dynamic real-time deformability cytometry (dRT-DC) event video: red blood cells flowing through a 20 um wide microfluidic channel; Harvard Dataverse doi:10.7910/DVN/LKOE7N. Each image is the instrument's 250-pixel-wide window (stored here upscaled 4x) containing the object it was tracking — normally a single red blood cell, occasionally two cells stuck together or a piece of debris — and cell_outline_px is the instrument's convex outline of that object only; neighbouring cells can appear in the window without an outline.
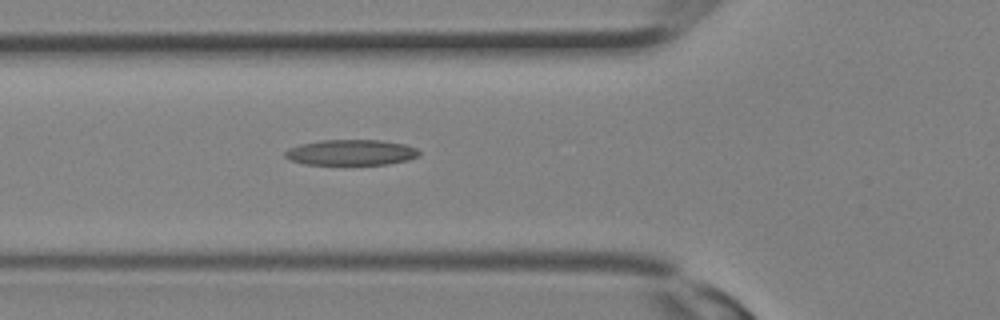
{"species": "Egyptian fruit bat (a non-hibernating species)", "species_latin": "Rousettus aegyptiacus", "temperature_condition": "room temperature", "stored_images_in_passage": 5, "camera_frame_rate_fps": 3000, "um_per_image_px": 0.085, "animal": {"sex": "female"}, "frame": {"image": 1, "passage_image": 3, "time_ms": 0.667, "image_size_px": [1000, 320], "cell_outline_px": [[420, 156], [408, 160], [388, 164], [304, 164], [288, 160], [284, 156], [284, 152], [288, 148], [300, 144], [324, 140], [380, 140], [404, 144], [416, 148], [420, 152]], "centroid_in_image_um": [29.83, 12.96], "position_along_channel_um": 96.0, "area_um2": 20.06}}
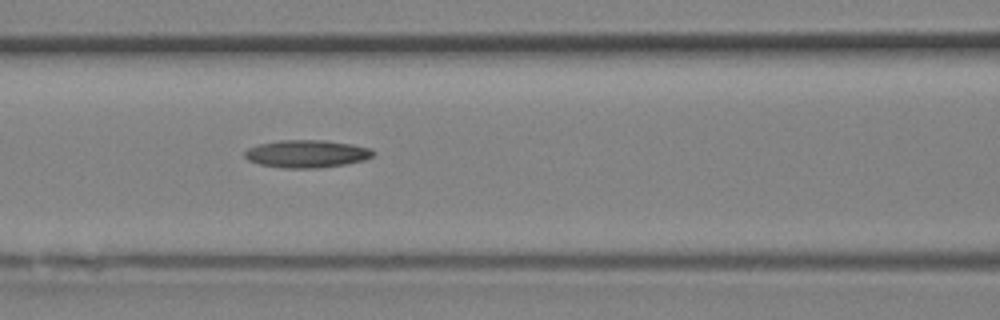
{"frame": {"image": 2, "passage_image": 5, "time_ms": 1.333, "image_size_px": [1000, 320], "cell_outline_px": [[376, 152], [372, 156], [364, 160], [344, 164], [320, 168], [284, 168], [260, 164], [248, 160], [244, 156], [244, 152], [248, 148], [260, 144], [280, 140], [324, 140], [352, 144], [372, 148]], "centroid_in_image_um": [26.09, 13.07], "position_along_channel_um": 140.5, "area_um2": 20.69}}